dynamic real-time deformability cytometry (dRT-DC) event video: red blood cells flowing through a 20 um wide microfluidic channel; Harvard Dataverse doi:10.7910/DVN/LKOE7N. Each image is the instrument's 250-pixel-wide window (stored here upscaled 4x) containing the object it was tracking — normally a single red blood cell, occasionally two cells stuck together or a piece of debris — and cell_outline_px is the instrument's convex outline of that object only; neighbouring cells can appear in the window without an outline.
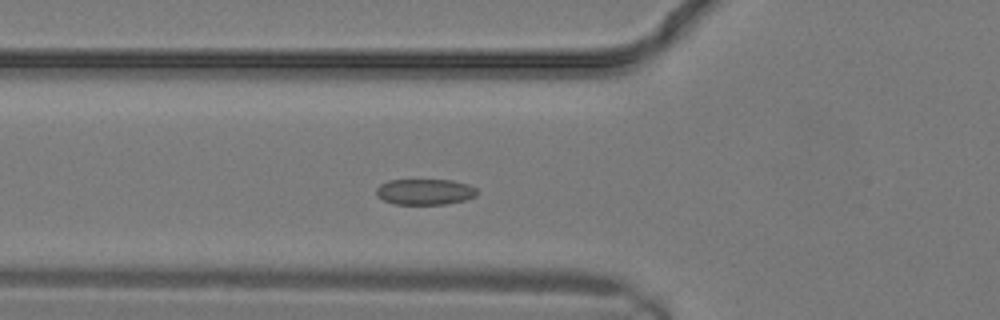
{"species": "common noctule bat (a hibernating species)", "species_latin": "Nyctalus noctula", "temperature_condition": "warm", "stored_images_in_passage": 6, "camera_frame_rate_fps": 3000, "um_per_image_px": 0.085, "animal": {"sex": "male", "body_mass_g": 19.2, "forearm_length_mm": 51.8}, "frame": {"image": 1, "passage_image": 4, "time_ms": 1.0, "image_size_px": [1000, 320], "cell_outline_px": [[480, 192], [476, 196], [464, 200], [448, 204], [396, 204], [384, 200], [376, 196], [376, 188], [380, 184], [388, 180], [452, 180], [468, 184], [476, 188]], "centroid_in_image_um": [36.14, 16.3], "position_along_channel_um": 89.7, "area_um2": 15.32}}
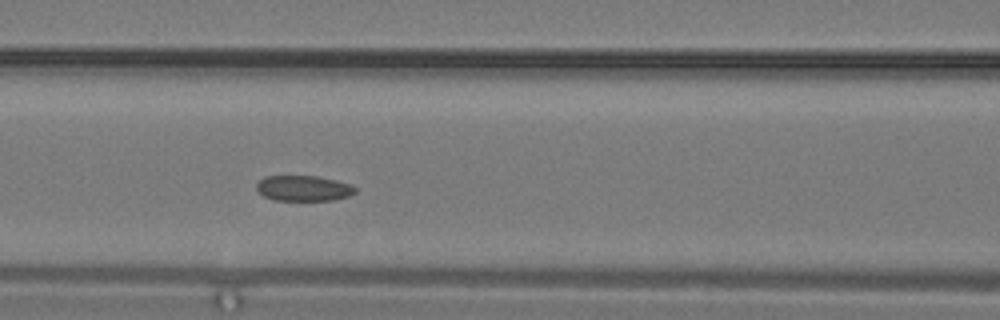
{"frame": {"image": 2, "passage_image": 6, "time_ms": 1.667, "image_size_px": [1000, 320], "cell_outline_px": [[356, 192], [348, 196], [332, 200], [276, 200], [264, 196], [256, 188], [256, 184], [264, 176], [316, 176], [336, 180], [352, 184], [356, 188]], "centroid_in_image_um": [25.82, 15.99], "position_along_channel_um": 140.8, "area_um2": 14.62}}